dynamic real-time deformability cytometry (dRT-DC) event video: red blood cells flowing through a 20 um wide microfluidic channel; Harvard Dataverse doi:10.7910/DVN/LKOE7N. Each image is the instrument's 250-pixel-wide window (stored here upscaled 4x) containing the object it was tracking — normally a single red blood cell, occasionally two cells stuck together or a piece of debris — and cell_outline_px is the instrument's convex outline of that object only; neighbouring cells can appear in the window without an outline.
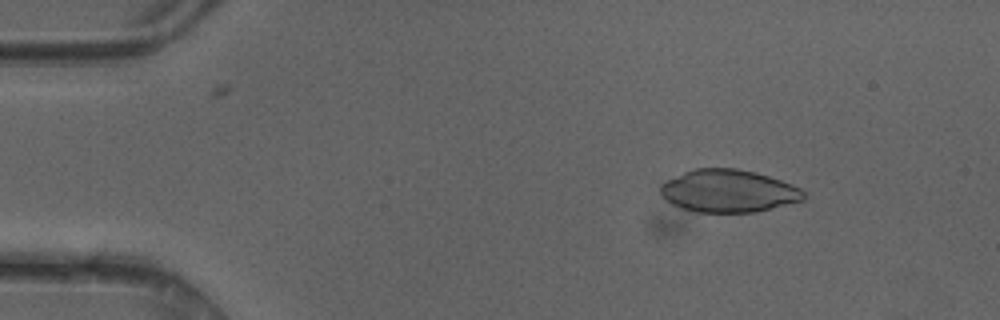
{"species": "common noctule bat (a hibernating species)", "species_latin": "Nyctalus noctula", "temperature_condition": "cold", "stored_images_in_passage": 20, "camera_frame_rate_fps": 3000, "um_per_image_px": 0.085, "animal": {"sex": "female"}, "frame": {"image": 1, "passage_image": 7, "time_ms": 2.0, "image_size_px": [1000, 320], "cell_outline_px": [[804, 200], [756, 212], [696, 212], [672, 204], [660, 196], [660, 184], [684, 172], [696, 168], [736, 168], [756, 172], [792, 184], [800, 188], [804, 192]], "centroid_in_image_um": [61.91, 16.23], "position_along_channel_um": 23.1, "area_um2": 35.49}}